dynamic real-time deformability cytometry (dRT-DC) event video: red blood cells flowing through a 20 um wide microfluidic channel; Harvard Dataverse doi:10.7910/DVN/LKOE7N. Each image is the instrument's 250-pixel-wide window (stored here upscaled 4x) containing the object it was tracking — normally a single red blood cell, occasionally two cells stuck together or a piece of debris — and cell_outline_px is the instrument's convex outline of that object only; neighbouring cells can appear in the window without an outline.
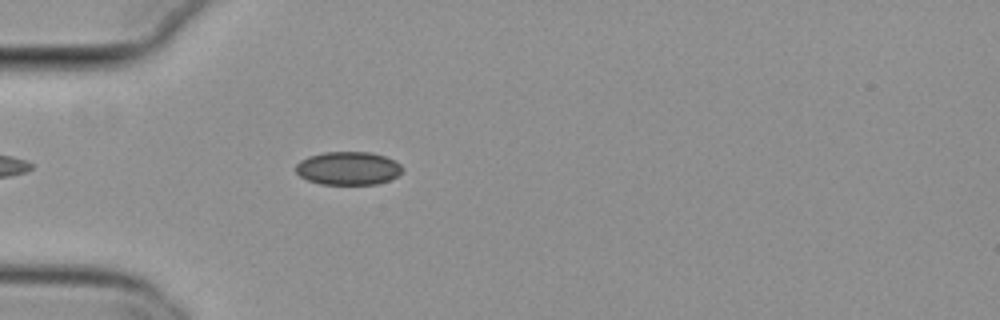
{"species": "common noctule bat (a hibernating species)", "species_latin": "Nyctalus noctula", "temperature_condition": "cold", "stored_images_in_passage": 41, "camera_frame_rate_fps": 3000, "um_per_image_px": 0.085, "animal": {"sex": "female", "body_mass_g": 29.2, "forearm_length_mm": 56.3}, "frame": {"image": 1, "passage_image": 3, "time_ms": 0.667, "image_size_px": [1000, 320], "cell_outline_px": [[404, 168], [396, 176], [388, 180], [376, 184], [320, 184], [308, 180], [300, 176], [296, 172], [296, 164], [300, 160], [308, 156], [324, 152], [372, 152], [396, 160]], "centroid_in_image_um": [29.59, 14.29], "position_along_channel_um": 55.4, "area_um2": 20.69}}
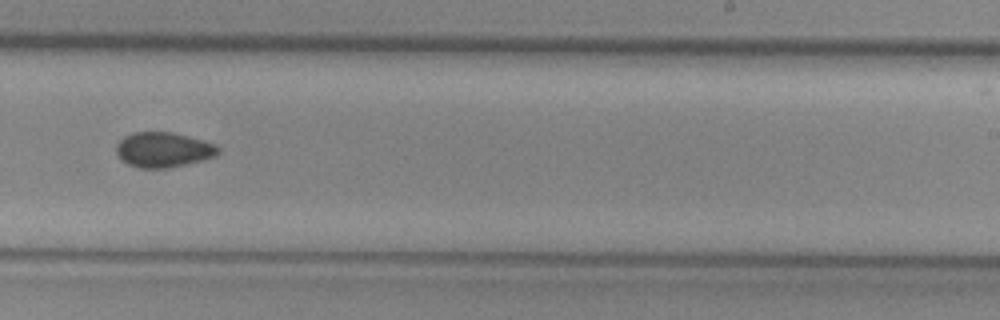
{"frame": {"image": 2, "passage_image": 21, "time_ms": 6.667, "image_size_px": [1000, 320], "cell_outline_px": [[220, 152], [216, 156], [204, 160], [168, 168], [140, 168], [128, 164], [116, 152], [116, 144], [124, 136], [132, 132], [172, 132], [188, 136], [216, 144], [220, 148]], "centroid_in_image_um": [13.91, 12.72], "position_along_channel_um": 275.1, "area_um2": 20.87}}
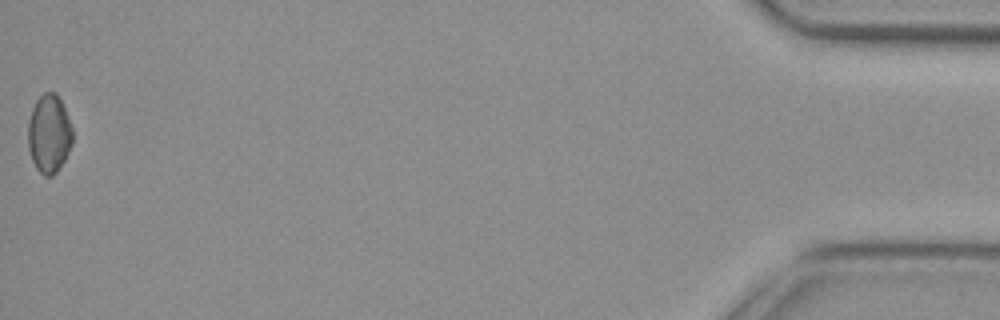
{"frame": {"image": 3, "passage_image": 41, "time_ms": 13.333, "image_size_px": [1000, 320], "cell_outline_px": [[72, 144], [64, 160], [56, 172], [52, 176], [44, 176], [36, 168], [32, 160], [28, 148], [28, 120], [32, 108], [36, 100], [44, 92], [56, 92], [64, 108], [72, 128]], "centroid_in_image_um": [4.15, 11.37], "position_along_channel_um": 431.0, "area_um2": 20.29}}